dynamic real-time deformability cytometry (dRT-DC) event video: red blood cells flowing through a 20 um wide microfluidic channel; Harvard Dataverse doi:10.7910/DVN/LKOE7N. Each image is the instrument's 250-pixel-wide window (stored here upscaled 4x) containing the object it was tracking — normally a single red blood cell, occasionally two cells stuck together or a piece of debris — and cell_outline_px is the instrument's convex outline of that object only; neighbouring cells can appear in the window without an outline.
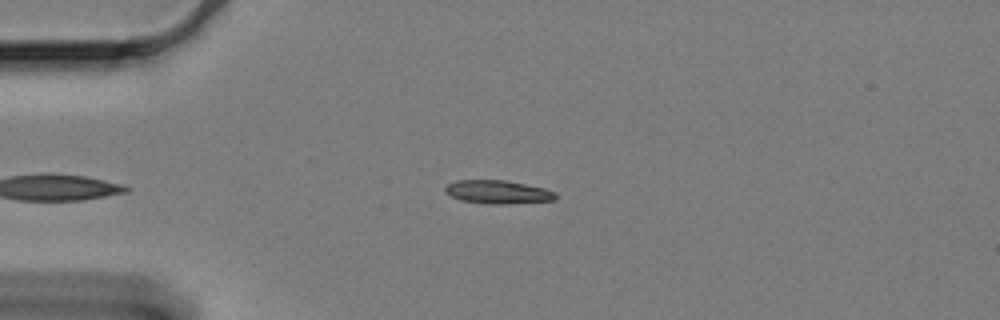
{"species": "Egyptian fruit bat (a non-hibernating species)", "species_latin": "Rousettus aegyptiacus", "temperature_condition": "cold", "stored_images_in_passage": 44, "camera_frame_rate_fps": 3000, "um_per_image_px": 0.085, "animal": {"sex": "female"}, "frame": {"image": 1, "passage_image": 2, "time_ms": 0.333, "image_size_px": [1000, 320], "cell_outline_px": [[556, 200], [500, 204], [492, 204], [460, 200], [444, 192], [444, 188], [448, 184], [456, 180], [504, 180], [544, 188], [556, 192]], "centroid_in_image_um": [42.3, 16.31], "position_along_channel_um": 42.7, "area_um2": 14.91}}
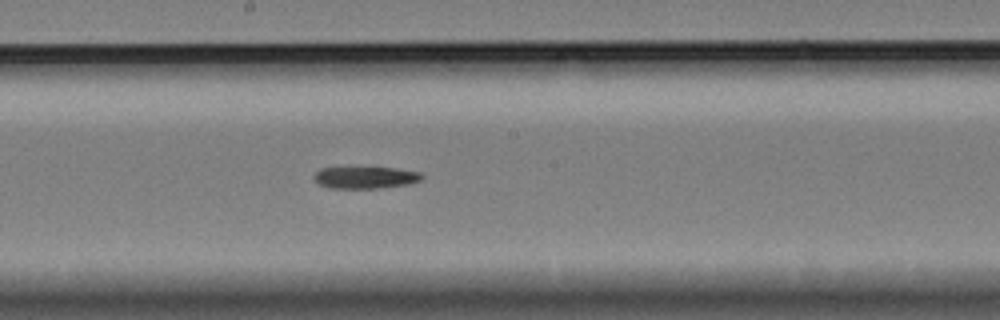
{"frame": {"image": 2, "passage_image": 20, "time_ms": 6.333, "image_size_px": [1000, 320], "cell_outline_px": [[424, 176], [420, 180], [408, 184], [376, 188], [332, 188], [320, 184], [316, 180], [316, 172], [320, 168], [396, 168], [420, 172]], "centroid_in_image_um": [31.1, 15.09], "position_along_channel_um": 217.1, "area_um2": 13.41}}
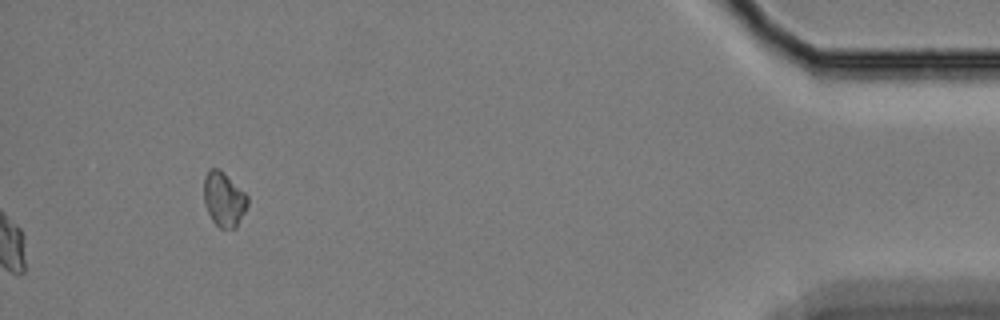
{"frame": {"image": 3, "passage_image": 44, "time_ms": 14.333, "image_size_px": [1000, 320], "cell_outline_px": [[248, 204], [236, 228], [220, 228], [212, 220], [208, 212], [204, 200], [204, 176], [208, 168], [220, 168], [248, 196]], "centroid_in_image_um": [19.02, 16.91], "position_along_channel_um": 416.2, "area_um2": 13.87}}